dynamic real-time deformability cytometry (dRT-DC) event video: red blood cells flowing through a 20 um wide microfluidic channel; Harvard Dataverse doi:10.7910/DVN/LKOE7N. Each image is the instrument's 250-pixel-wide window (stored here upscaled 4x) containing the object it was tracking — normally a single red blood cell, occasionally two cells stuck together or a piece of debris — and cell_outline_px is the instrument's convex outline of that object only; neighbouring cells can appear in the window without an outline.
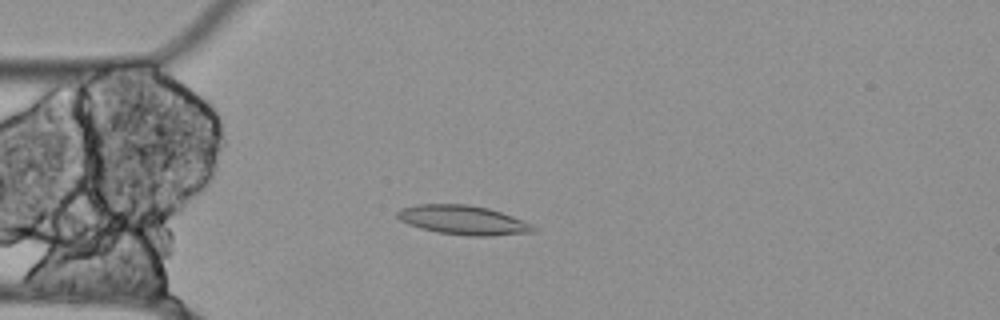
{"species": "Egyptian fruit bat (a non-hibernating species)", "species_latin": "Rousettus aegyptiacus", "temperature_condition": "cold", "stored_images_in_passage": 47, "camera_frame_rate_fps": 3000, "um_per_image_px": 0.085, "animal": {"sex": "female"}, "frame": {"image": 1, "passage_image": 14, "time_ms": 4.333, "image_size_px": [1000, 320], "cell_outline_px": [[536, 232], [492, 236], [468, 236], [436, 232], [420, 228], [408, 224], [400, 220], [396, 216], [396, 212], [400, 208], [416, 204], [468, 204], [488, 208], [512, 216], [532, 224], [536, 228]], "centroid_in_image_um": [39.35, 18.71], "position_along_channel_um": 45.6, "area_um2": 23.35}}
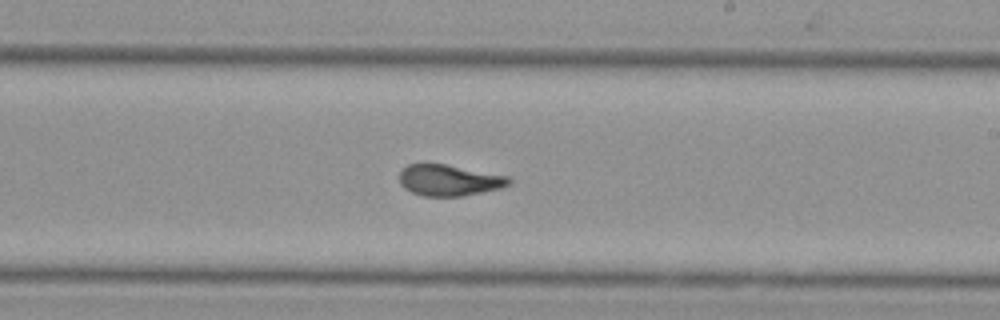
{"frame": {"image": 2, "passage_image": 32, "time_ms": 10.333, "image_size_px": [1000, 320], "cell_outline_px": [[512, 184], [500, 188], [460, 196], [424, 196], [412, 192], [404, 188], [400, 184], [400, 172], [408, 164], [444, 164], [508, 176], [512, 180]], "centroid_in_image_um": [38.18, 15.32], "position_along_channel_um": 250.8, "area_um2": 19.65}}
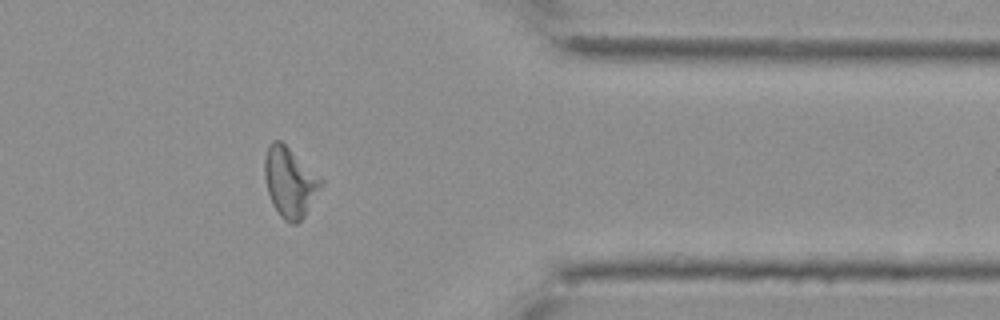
{"frame": {"image": 3, "passage_image": 45, "time_ms": 14.667, "image_size_px": [1000, 320], "cell_outline_px": [[324, 184], [304, 216], [296, 224], [292, 224], [284, 220], [280, 216], [272, 204], [268, 192], [264, 176], [264, 160], [268, 144], [272, 140], [280, 140], [324, 180]], "centroid_in_image_um": [24.63, 15.48], "position_along_channel_um": 386.8, "area_um2": 22.95}, "authors_computed_cell_mechanics": {"area_um2": 21.9062, "velocity_mm_per_s": 3.4942, "shape_relaxation_time_tau1_ms": 3.2801, "shape_relaxation_time_tau2_ms": 3.1271, "deformation_change_tau1": 0.0546, "deformation_change_tau2": 0.0751}}